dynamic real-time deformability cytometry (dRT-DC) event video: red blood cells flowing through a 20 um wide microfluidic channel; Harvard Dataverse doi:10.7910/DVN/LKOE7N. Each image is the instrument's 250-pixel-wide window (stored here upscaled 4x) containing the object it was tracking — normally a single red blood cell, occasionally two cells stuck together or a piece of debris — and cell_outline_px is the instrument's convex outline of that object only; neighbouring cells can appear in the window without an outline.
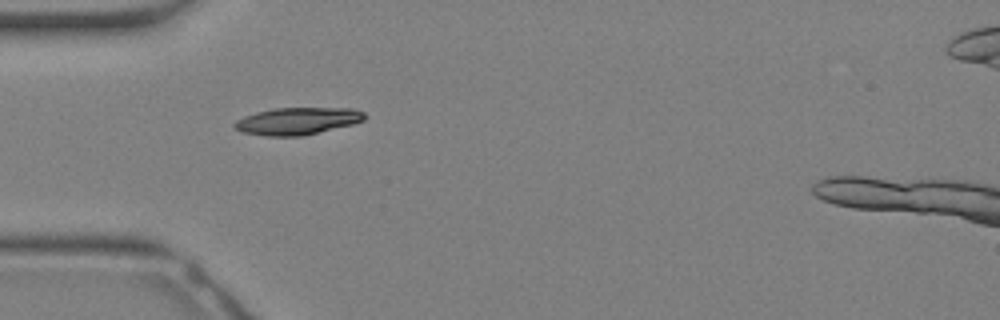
{"species": "Egyptian fruit bat (a non-hibernating species)", "species_latin": "Rousettus aegyptiacus", "temperature_condition": "warm", "stored_images_in_passage": 5, "camera_frame_rate_fps": 3000, "um_per_image_px": 0.085, "animal": {"sex": "female"}, "frame": {"image": 1, "passage_image": 1, "time_ms": 0.0, "image_size_px": [1000, 320], "cell_outline_px": [[364, 120], [352, 124], [304, 136], [264, 136], [240, 132], [232, 128], [232, 124], [236, 120], [244, 116], [256, 112], [276, 108], [352, 108], [364, 112]], "centroid_in_image_um": [25.21, 10.3], "position_along_channel_um": 59.8, "area_um2": 20.75}}
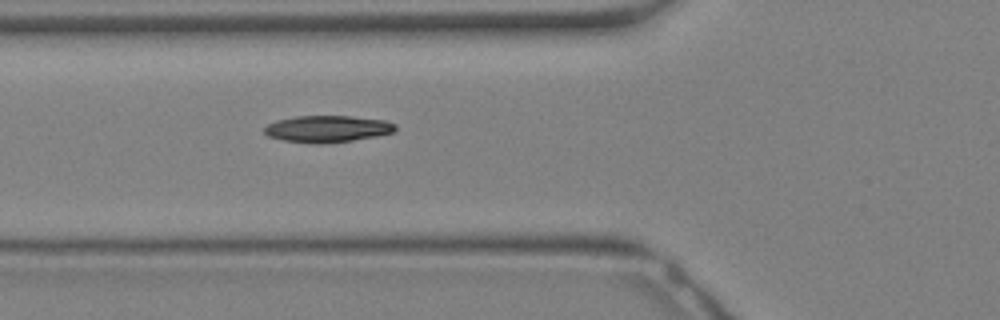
{"frame": {"image": 2, "passage_image": 3, "time_ms": 0.667, "image_size_px": [1000, 320], "cell_outline_px": [[396, 128], [392, 132], [376, 136], [352, 140], [320, 144], [284, 140], [268, 136], [264, 132], [264, 128], [268, 124], [276, 120], [296, 116], [352, 116], [384, 120], [396, 124]], "centroid_in_image_um": [27.82, 10.94], "position_along_channel_um": 98.0, "area_um2": 20.23}}
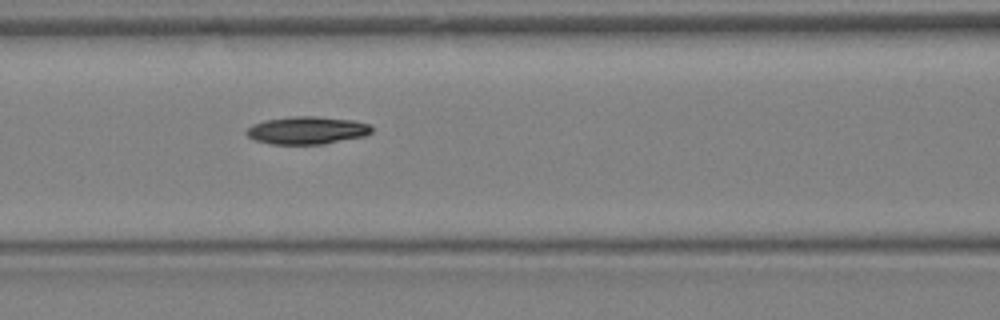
{"frame": {"image": 3, "passage_image": 5, "time_ms": 1.333, "image_size_px": [1000, 320], "cell_outline_px": [[372, 132], [364, 136], [324, 144], [272, 144], [256, 140], [248, 136], [244, 132], [252, 124], [264, 120], [292, 116], [316, 116], [352, 120], [372, 124]], "centroid_in_image_um": [26.1, 11.07], "position_along_channel_um": 140.5, "area_um2": 20.29}}